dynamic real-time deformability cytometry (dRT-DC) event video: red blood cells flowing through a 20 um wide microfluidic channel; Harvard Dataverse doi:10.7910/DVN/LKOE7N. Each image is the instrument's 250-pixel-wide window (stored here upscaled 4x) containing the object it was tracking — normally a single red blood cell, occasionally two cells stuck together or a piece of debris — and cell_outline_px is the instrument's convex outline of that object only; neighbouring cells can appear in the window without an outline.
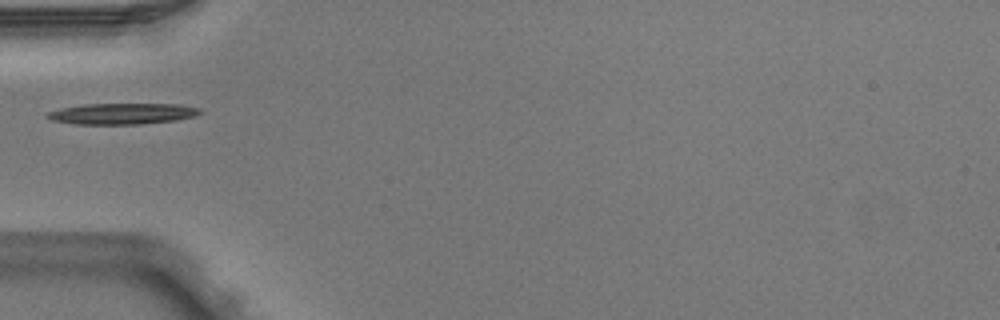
{"species": "Egyptian fruit bat (a non-hibernating species)", "species_latin": "Rousettus aegyptiacus", "temperature_condition": "warm", "stored_images_in_passage": 3, "camera_frame_rate_fps": 3000, "um_per_image_px": 0.085, "animal": {"sex": "male"}, "frame": {"image": 1, "passage_image": 3, "time_ms": 0.667, "image_size_px": [1000, 320], "cell_outline_px": [[204, 112], [196, 116], [176, 120], [144, 124], [72, 124], [52, 120], [44, 116], [48, 112], [60, 108], [84, 104], [180, 104], [200, 108]], "centroid_in_image_um": [10.42, 9.66], "position_along_channel_um": 74.6, "area_um2": 18.96}}